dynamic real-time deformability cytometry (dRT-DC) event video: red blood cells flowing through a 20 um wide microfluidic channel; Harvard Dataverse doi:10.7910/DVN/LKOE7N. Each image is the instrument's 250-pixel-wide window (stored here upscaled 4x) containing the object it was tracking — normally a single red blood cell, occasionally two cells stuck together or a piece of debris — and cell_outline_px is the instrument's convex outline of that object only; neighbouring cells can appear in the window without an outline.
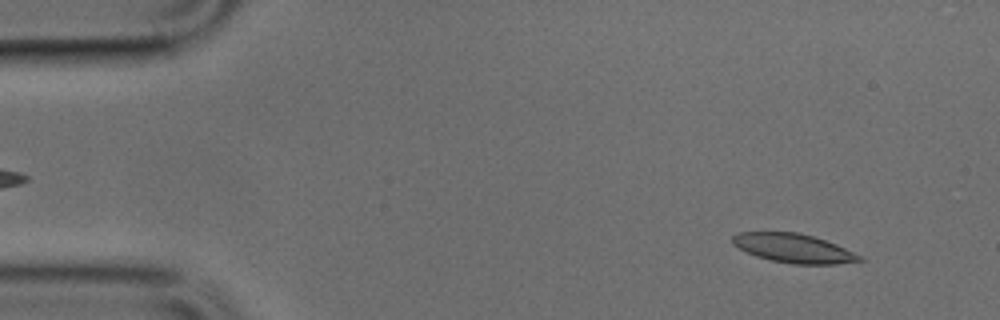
{"species": "common noctule bat (a hibernating species)", "species_latin": "Nyctalus noctula", "temperature_condition": "cold", "stored_images_in_passage": 11, "camera_frame_rate_fps": 3000, "um_per_image_px": 0.085, "animal": {"sex": "male", "body_mass_g": 17.9, "forearm_length_mm": 54.2}, "frame": {"image": 1, "passage_image": 4, "time_ms": 1.0, "image_size_px": [1000, 320], "cell_outline_px": [[864, 260], [836, 264], [792, 264], [772, 260], [756, 256], [732, 244], [732, 236], [736, 232], [800, 232], [836, 244], [864, 256]], "centroid_in_image_um": [67.47, 21.1], "position_along_channel_um": 17.5, "area_um2": 21.44}}